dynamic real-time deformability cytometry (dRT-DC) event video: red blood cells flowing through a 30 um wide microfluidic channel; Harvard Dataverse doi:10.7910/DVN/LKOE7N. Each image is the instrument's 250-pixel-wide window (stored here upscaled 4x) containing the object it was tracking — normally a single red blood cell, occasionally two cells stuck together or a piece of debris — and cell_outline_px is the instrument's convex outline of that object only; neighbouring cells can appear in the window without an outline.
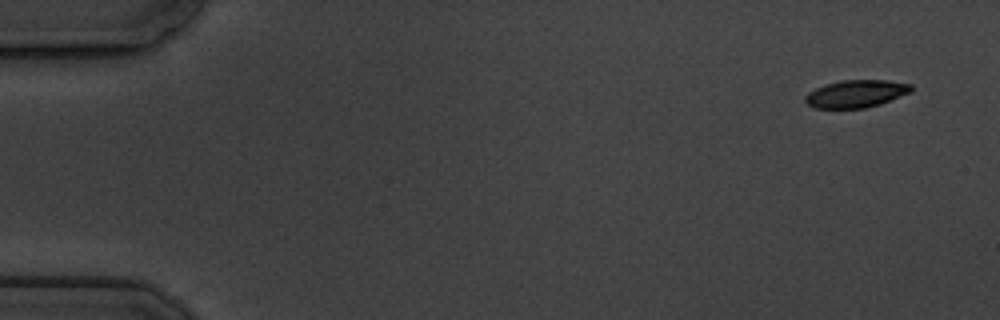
{"species": "common noctule bat (a hibernating species)", "species_latin": "Nyctalus noctula", "temperature_condition": "cold", "stored_images_in_passage": 16, "segment_of_instrument_passage": [1, 2], "camera_frame_rate_fps": 3000, "um_per_image_px": 0.085, "animal": {"sex": "male", "body_mass_g": 19.5, "forearm_length_mm": 54.6}, "frame": {"image": 1, "passage_image": 1, "time_ms": 0.0, "image_size_px": [1000, 320], "cell_outline_px": [[912, 92], [880, 104], [864, 108], [812, 108], [804, 100], [804, 96], [808, 92], [816, 88], [840, 80], [888, 80], [912, 84]], "centroid_in_image_um": [72.77, 7.97], "position_along_channel_um": 12.2, "area_um2": 17.05}}
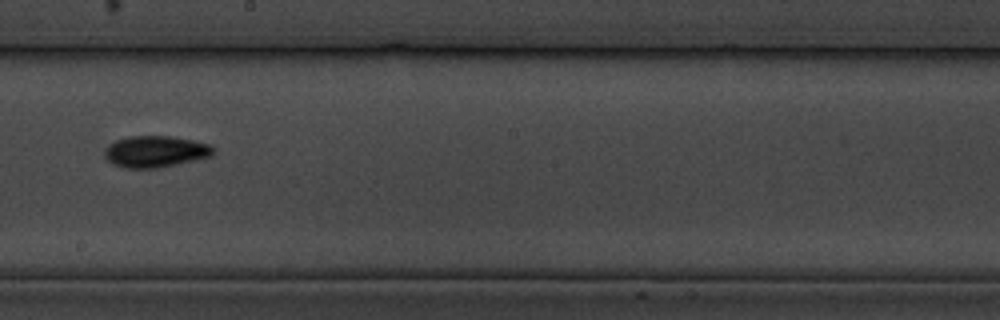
{"frame": {"image": 2, "passage_image": 9, "time_ms": 10.0, "image_size_px": [1000, 320], "cell_outline_px": [[216, 152], [212, 156], [176, 164], [156, 168], [124, 168], [112, 164], [104, 156], [104, 148], [108, 144], [116, 140], [128, 136], [172, 136], [192, 140], [208, 144]], "centroid_in_image_um": [13.17, 12.88], "position_along_channel_um": 235.0, "area_um2": 20.0}}
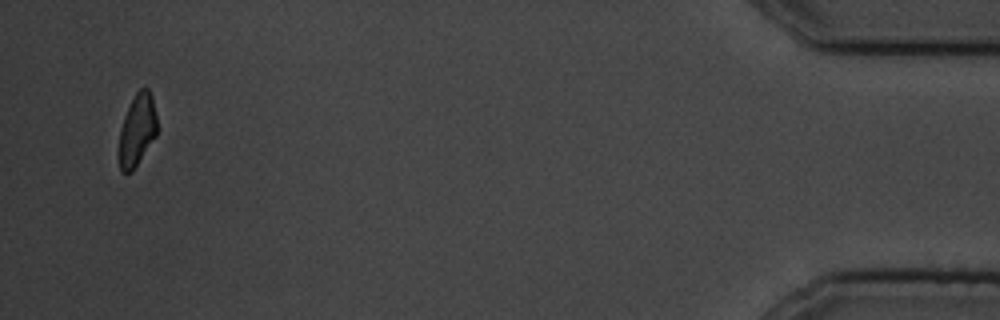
{"frame": {"image": 3, "passage_image": 15, "time_ms": 17.667, "image_size_px": [1000, 320], "cell_outline_px": [[156, 136], [132, 172], [120, 172], [120, 128], [124, 116], [136, 92], [140, 88], [148, 88], [152, 96], [156, 116]], "centroid_in_image_um": [11.66, 11.05], "position_along_channel_um": 423.5, "area_um2": 15.66}}